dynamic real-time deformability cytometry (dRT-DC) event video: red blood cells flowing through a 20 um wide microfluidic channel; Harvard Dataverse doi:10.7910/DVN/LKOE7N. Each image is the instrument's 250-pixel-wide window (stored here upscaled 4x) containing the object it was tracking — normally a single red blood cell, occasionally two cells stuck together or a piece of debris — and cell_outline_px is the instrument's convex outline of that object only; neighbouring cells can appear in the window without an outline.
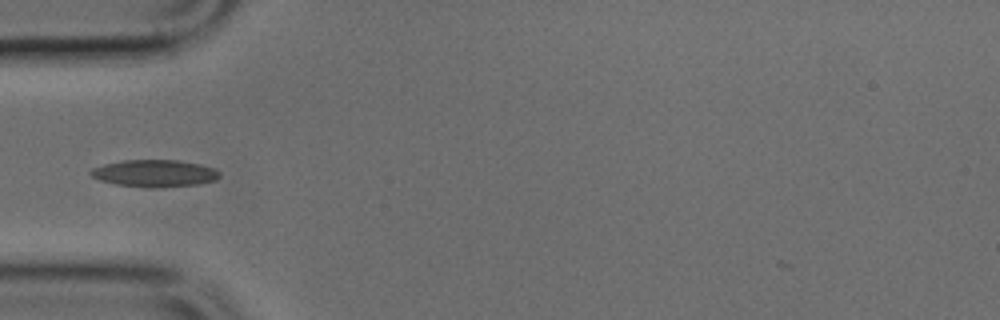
{"species": "common noctule bat (a hibernating species)", "species_latin": "Nyctalus noctula", "temperature_condition": "cold", "stored_images_in_passage": 3, "camera_frame_rate_fps": 3000, "um_per_image_px": 0.085, "animal": {"sex": "male", "body_mass_g": 17.9, "forearm_length_mm": 54.2}, "frame": {"image": 1, "passage_image": 2, "time_ms": 0.333, "image_size_px": [1000, 320], "cell_outline_px": [[220, 176], [216, 180], [196, 184], [160, 188], [152, 188], [116, 184], [100, 180], [92, 176], [88, 172], [92, 168], [104, 164], [124, 160], [176, 160], [200, 164], [212, 168], [220, 172]], "centroid_in_image_um": [13.13, 14.73], "position_along_channel_um": 71.9, "area_um2": 20.29}}